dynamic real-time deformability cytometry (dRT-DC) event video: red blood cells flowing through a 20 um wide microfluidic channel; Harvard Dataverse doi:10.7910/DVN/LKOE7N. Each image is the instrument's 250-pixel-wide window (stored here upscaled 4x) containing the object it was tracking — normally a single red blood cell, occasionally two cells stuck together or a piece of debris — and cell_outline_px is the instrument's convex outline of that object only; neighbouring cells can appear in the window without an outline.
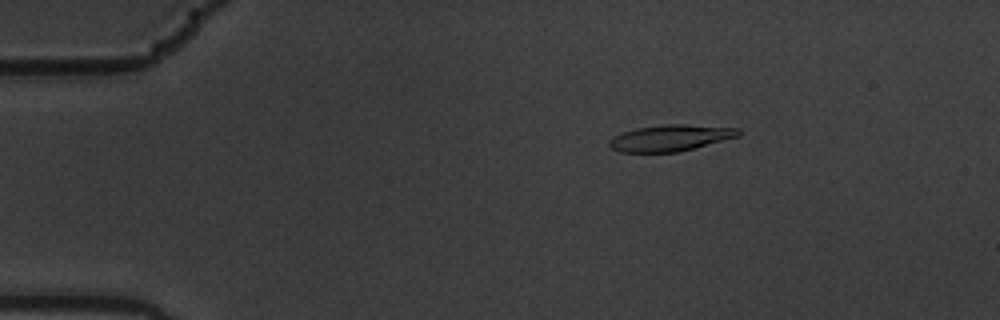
{"species": "common noctule bat (a hibernating species)", "species_latin": "Nyctalus noctula", "temperature_condition": "warm", "stored_images_in_passage": 5, "camera_frame_rate_fps": 3000, "um_per_image_px": 0.085, "animal": {"sex": "male", "body_mass_g": 19.5, "forearm_length_mm": 54.6}, "frame": {"image": 1, "passage_image": 3, "time_ms": 0.667, "image_size_px": [1000, 320], "cell_outline_px": [[740, 136], [676, 152], [620, 152], [612, 148], [608, 144], [608, 140], [624, 132], [636, 128], [664, 124], [684, 124], [740, 128]], "centroid_in_image_um": [56.99, 11.71], "position_along_channel_um": 28.0, "area_um2": 19.59}}
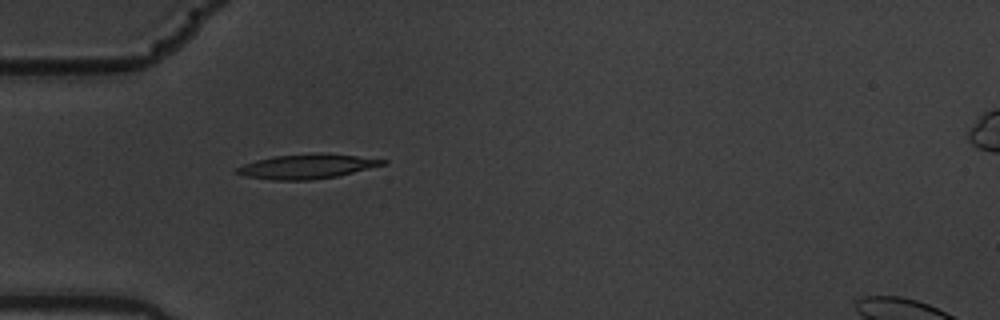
{"frame": {"image": 2, "passage_image": 5, "time_ms": 1.333, "image_size_px": [1000, 320], "cell_outline_px": [[388, 164], [336, 176], [312, 180], [272, 180], [244, 176], [232, 172], [236, 168], [244, 164], [256, 160], [272, 156], [316, 152], [320, 152], [356, 156], [388, 160]], "centroid_in_image_um": [26.07, 14.14], "position_along_channel_um": 58.9, "area_um2": 21.1}}